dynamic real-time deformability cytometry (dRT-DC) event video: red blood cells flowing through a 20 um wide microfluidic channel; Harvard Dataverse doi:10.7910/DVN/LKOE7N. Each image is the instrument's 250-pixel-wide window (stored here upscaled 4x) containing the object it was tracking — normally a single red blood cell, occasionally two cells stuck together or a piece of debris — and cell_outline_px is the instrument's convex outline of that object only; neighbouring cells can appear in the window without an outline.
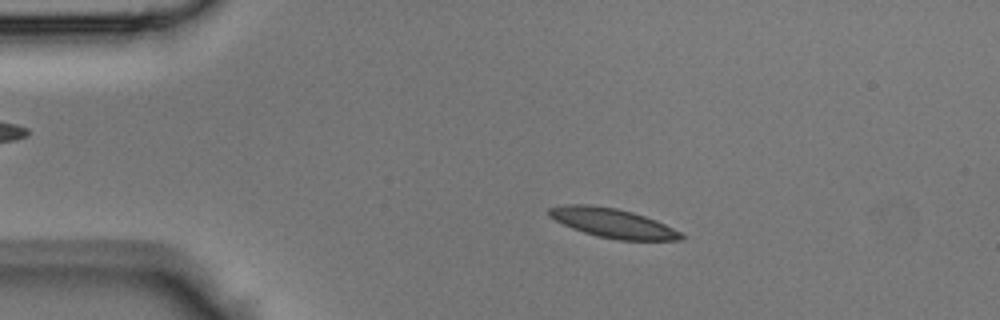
{"species": "Egyptian fruit bat (a non-hibernating species)", "species_latin": "Rousettus aegyptiacus", "temperature_condition": "room temperature", "stored_images_in_passage": 37, "camera_frame_rate_fps": 3000, "um_per_image_px": 0.085, "animal": {"sex": "male"}, "frame": {"image": 1, "passage_image": 8, "time_ms": 2.333, "image_size_px": [1000, 320], "cell_outline_px": [[684, 240], [616, 240], [596, 236], [572, 228], [548, 216], [548, 208], [568, 204], [588, 204], [616, 208], [632, 212], [656, 220], [680, 232], [684, 236]], "centroid_in_image_um": [52.07, 18.96], "position_along_channel_um": 32.9, "area_um2": 22.43}}
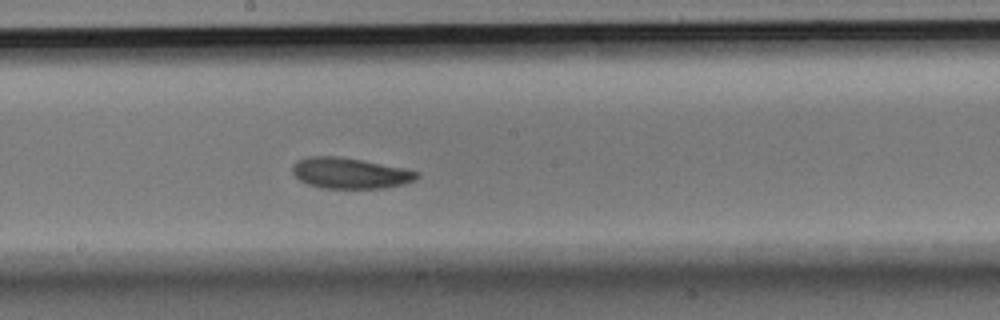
{"frame": {"image": 2, "passage_image": 23, "time_ms": 7.333, "image_size_px": [1000, 320], "cell_outline_px": [[420, 176], [416, 180], [404, 184], [384, 188], [320, 188], [308, 184], [300, 180], [292, 172], [292, 164], [296, 160], [308, 156], [340, 156], [404, 168], [420, 172]], "centroid_in_image_um": [29.75, 14.71], "position_along_channel_um": 218.5, "area_um2": 22.54}}
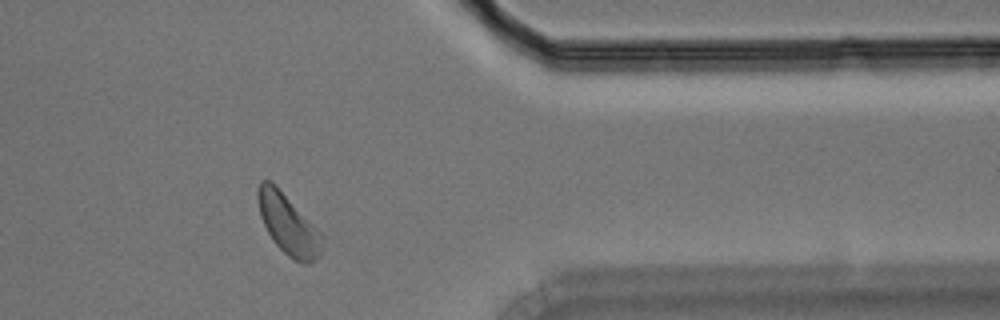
{"frame": {"image": 3, "passage_image": 35, "time_ms": 11.333, "image_size_px": [1000, 320], "cell_outline_px": [[324, 240], [320, 252], [308, 264], [304, 264], [292, 260], [276, 244], [268, 232], [260, 216], [256, 196], [256, 192], [260, 180], [272, 180], [276, 184], [324, 236]], "centroid_in_image_um": [24.47, 19.03], "position_along_channel_um": 386.9, "area_um2": 22.54}}